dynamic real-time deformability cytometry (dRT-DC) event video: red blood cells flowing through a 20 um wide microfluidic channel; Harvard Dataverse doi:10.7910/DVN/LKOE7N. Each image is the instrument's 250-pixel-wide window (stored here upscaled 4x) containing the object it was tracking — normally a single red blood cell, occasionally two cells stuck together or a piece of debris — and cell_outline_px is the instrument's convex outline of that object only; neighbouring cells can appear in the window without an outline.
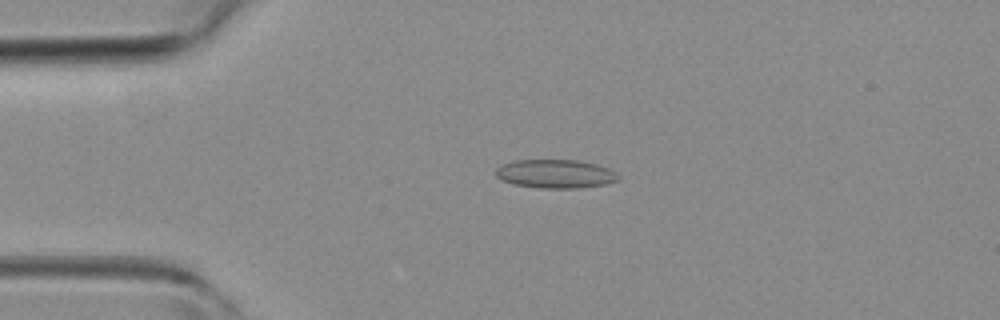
{"species": "common noctule bat (a hibernating species)", "species_latin": "Nyctalus noctula", "temperature_condition": "room temperature", "stored_images_in_passage": 11, "camera_frame_rate_fps": 3000, "um_per_image_px": 0.085, "animal": {"sex": "female", "body_mass_g": 19.3, "forearm_length_mm": 54.1}, "frame": {"image": 1, "passage_image": 3, "time_ms": 0.667, "image_size_px": [1000, 320], "cell_outline_px": [[620, 180], [604, 184], [580, 188], [540, 188], [516, 184], [504, 180], [496, 176], [496, 168], [500, 164], [516, 160], [576, 160], [596, 164], [608, 168], [620, 176]], "centroid_in_image_um": [47.22, 14.77], "position_along_channel_um": 37.8, "area_um2": 20.35}}
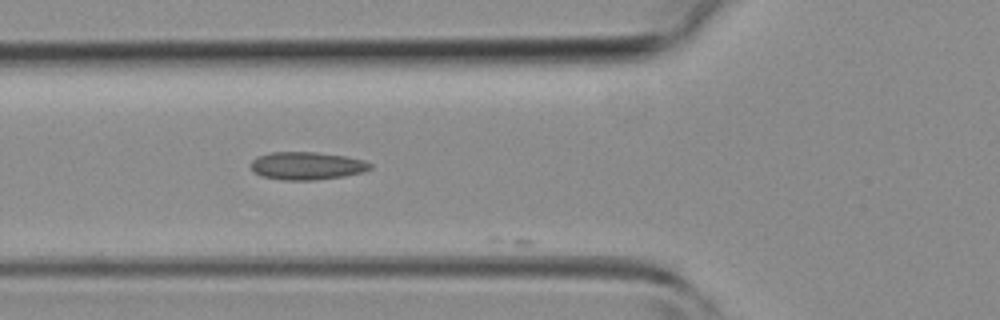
{"frame": {"image": 2, "passage_image": 9, "time_ms": 2.667, "image_size_px": [1000, 320], "cell_outline_px": [[372, 168], [364, 172], [344, 176], [316, 180], [284, 180], [260, 176], [252, 172], [248, 164], [256, 156], [272, 152], [316, 152], [348, 156], [364, 160], [372, 164]], "centroid_in_image_um": [26.05, 14.09], "position_along_channel_um": 99.7, "area_um2": 19.77}}